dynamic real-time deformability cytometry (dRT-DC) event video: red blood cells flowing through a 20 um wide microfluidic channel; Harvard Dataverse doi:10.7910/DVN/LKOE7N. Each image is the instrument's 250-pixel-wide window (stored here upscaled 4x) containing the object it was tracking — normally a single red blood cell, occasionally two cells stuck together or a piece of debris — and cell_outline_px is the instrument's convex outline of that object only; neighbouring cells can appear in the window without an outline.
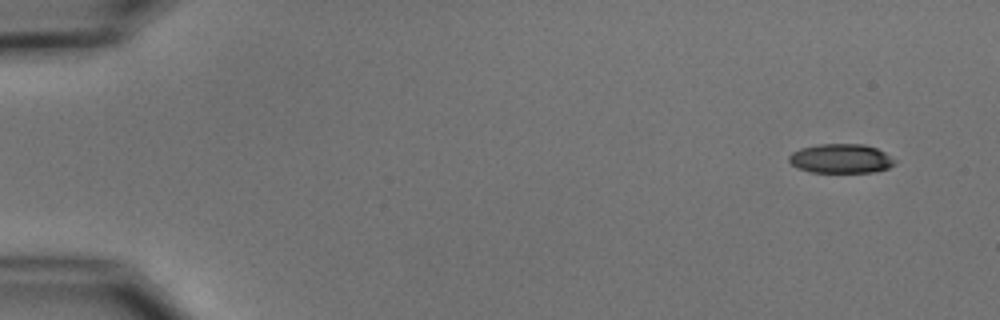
{"species": "common noctule bat (a hibernating species)", "species_latin": "Nyctalus noctula", "temperature_condition": "cold", "stored_images_in_passage": 4, "camera_frame_rate_fps": 3000, "um_per_image_px": 0.085, "animal": {"sex": "male", "body_mass_g": 15.6}, "frame": {"image": 1, "passage_image": 1, "time_ms": 0.0, "image_size_px": [1000, 320], "cell_outline_px": [[896, 164], [888, 168], [872, 172], [812, 172], [800, 168], [792, 164], [788, 160], [788, 156], [792, 152], [800, 148], [816, 144], [864, 144], [876, 148], [884, 152], [896, 160]], "centroid_in_image_um": [71.48, 13.47], "position_along_channel_um": 13.5, "area_um2": 18.03}}